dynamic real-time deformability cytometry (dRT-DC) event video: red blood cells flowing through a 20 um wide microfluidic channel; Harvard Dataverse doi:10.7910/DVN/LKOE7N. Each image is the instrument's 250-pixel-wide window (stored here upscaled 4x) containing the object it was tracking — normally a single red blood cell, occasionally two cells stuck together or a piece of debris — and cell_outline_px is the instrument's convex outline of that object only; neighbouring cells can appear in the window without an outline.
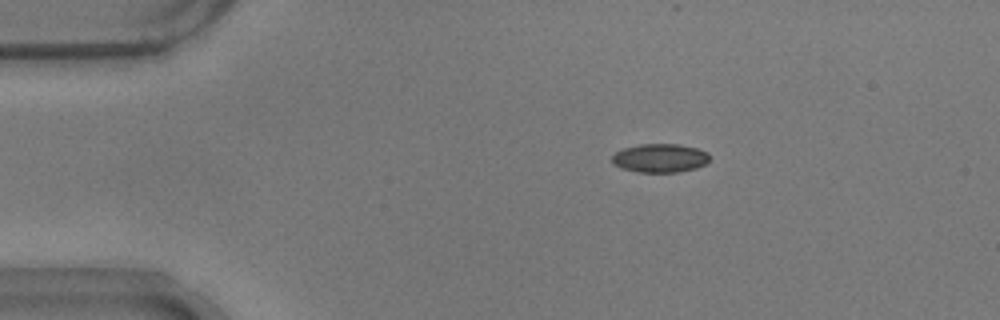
{"species": "common noctule bat (a hibernating species)", "species_latin": "Nyctalus noctula", "temperature_condition": "warm", "stored_images_in_passage": 47, "camera_frame_rate_fps": 3000, "um_per_image_px": 0.085, "animal": {"sex": "male", "body_mass_g": 17.9}, "frame": {"image": 1, "passage_image": 3, "time_ms": 0.667, "image_size_px": [1000, 320], "cell_outline_px": [[708, 160], [704, 164], [696, 168], [680, 172], [640, 172], [620, 168], [612, 164], [612, 156], [620, 148], [640, 144], [680, 144], [696, 148], [708, 152]], "centroid_in_image_um": [56.06, 13.43], "position_along_channel_um": 28.9, "area_um2": 16.42}}
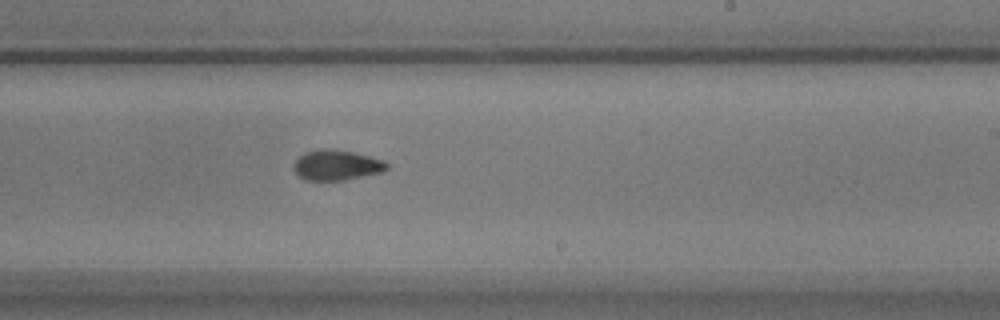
{"frame": {"image": 2, "passage_image": 26, "time_ms": 8.333, "image_size_px": [1000, 320], "cell_outline_px": [[388, 168], [384, 172], [344, 180], [304, 180], [292, 168], [292, 164], [304, 152], [320, 148], [332, 148], [352, 152], [384, 160], [388, 164]], "centroid_in_image_um": [28.6, 14.03], "position_along_channel_um": 260.4, "area_um2": 16.59}}
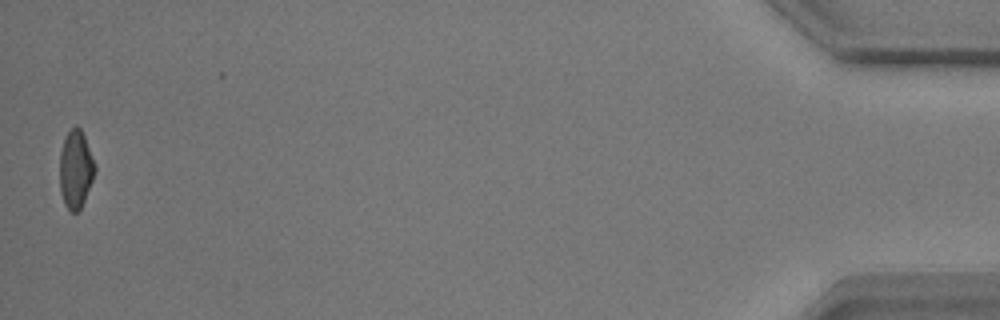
{"frame": {"image": 3, "passage_image": 47, "time_ms": 15.333, "image_size_px": [1000, 320], "cell_outline_px": [[96, 168], [92, 180], [84, 200], [80, 208], [76, 212], [72, 212], [64, 204], [60, 192], [60, 152], [64, 140], [68, 132], [76, 124], [80, 128], [84, 136]], "centroid_in_image_um": [6.41, 14.39], "position_along_channel_um": 428.8, "area_um2": 15.66}, "authors_computed_cell_mechanics": {"area_um2": 16.7042, "velocity_mm_per_s": 3.7265, "shape_relaxation_time_tau1_ms": 4.2239, "shape_relaxation_time_tau2_ms": 2.3572, "deformation_change_tau1": 0.1313, "deformation_change_tau2": 0.0804}}